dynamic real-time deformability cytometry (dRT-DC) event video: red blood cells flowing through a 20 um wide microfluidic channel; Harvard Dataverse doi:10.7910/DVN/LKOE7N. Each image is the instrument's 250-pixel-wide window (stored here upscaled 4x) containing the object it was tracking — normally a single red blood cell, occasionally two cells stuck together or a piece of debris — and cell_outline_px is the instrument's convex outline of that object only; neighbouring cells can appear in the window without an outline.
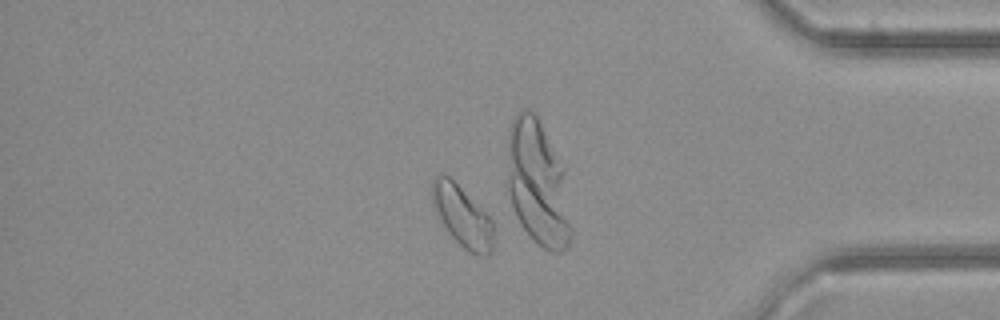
{"species": "common noctule bat (a hibernating species)", "species_latin": "Nyctalus noctula", "temperature_condition": "cold", "stored_images_in_passage": 33, "camera_frame_rate_fps": 3000, "um_per_image_px": 0.085, "animal": {"sex": "female", "body_mass_g": 21.9}, "frame": {"image": 1, "passage_image": 28, "time_ms": 9.0, "image_size_px": [1000, 320], "cell_outline_px": [[496, 224], [492, 252], [488, 256], [480, 256], [468, 252], [444, 228], [432, 204], [432, 176], [440, 172], [448, 176]], "centroid_in_image_um": [39.31, 18.42], "position_along_channel_um": 395.9, "area_um2": 21.91}}